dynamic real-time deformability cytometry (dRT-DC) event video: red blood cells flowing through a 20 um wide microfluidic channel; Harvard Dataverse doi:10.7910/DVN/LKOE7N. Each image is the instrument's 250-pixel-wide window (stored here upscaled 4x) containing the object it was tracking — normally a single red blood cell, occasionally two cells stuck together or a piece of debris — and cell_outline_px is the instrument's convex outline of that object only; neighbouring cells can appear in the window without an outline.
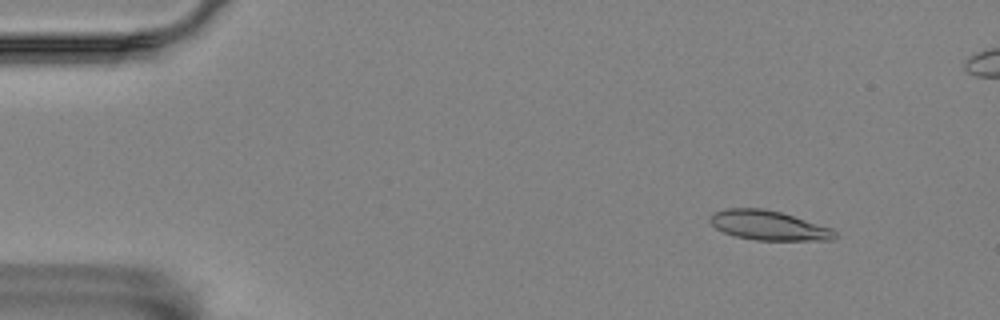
{"species": "Egyptian fruit bat (a non-hibernating species)", "species_latin": "Rousettus aegyptiacus", "temperature_condition": "room temperature", "stored_images_in_passage": 7, "segment_of_instrument_passage": [1, 2], "camera_frame_rate_fps": 3000, "um_per_image_px": 0.085, "animal": {"sex": "female"}, "frame": {"image": 1, "passage_image": 2, "time_ms": 0.333, "image_size_px": [1000, 320], "cell_outline_px": [[836, 236], [832, 240], [756, 240], [736, 236], [724, 232], [716, 228], [708, 220], [708, 216], [712, 212], [724, 208], [764, 208], [780, 212], [832, 228], [836, 232]], "centroid_in_image_um": [65.28, 19.15], "position_along_channel_um": 19.7, "area_um2": 21.5}}
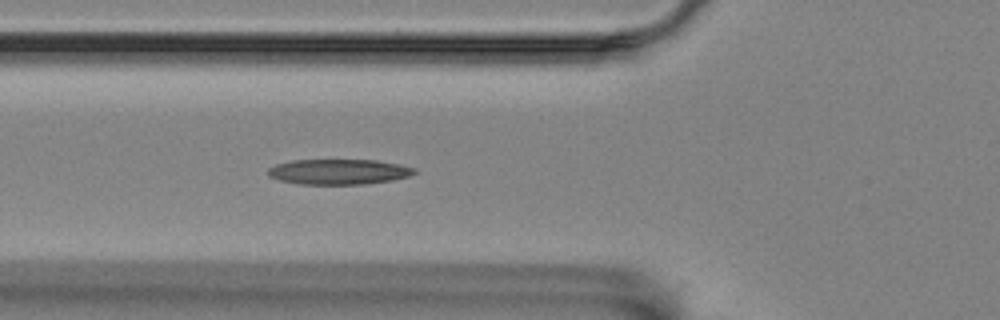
{"frame": {"image": 2, "passage_image": 6, "time_ms": 1.667, "image_size_px": [1000, 320], "cell_outline_px": [[416, 172], [408, 176], [392, 180], [364, 184], [296, 184], [280, 180], [268, 176], [268, 168], [276, 164], [292, 160], [376, 160], [400, 164], [416, 168]], "centroid_in_image_um": [28.78, 14.6], "position_along_channel_um": 97.0, "area_um2": 21.62}}